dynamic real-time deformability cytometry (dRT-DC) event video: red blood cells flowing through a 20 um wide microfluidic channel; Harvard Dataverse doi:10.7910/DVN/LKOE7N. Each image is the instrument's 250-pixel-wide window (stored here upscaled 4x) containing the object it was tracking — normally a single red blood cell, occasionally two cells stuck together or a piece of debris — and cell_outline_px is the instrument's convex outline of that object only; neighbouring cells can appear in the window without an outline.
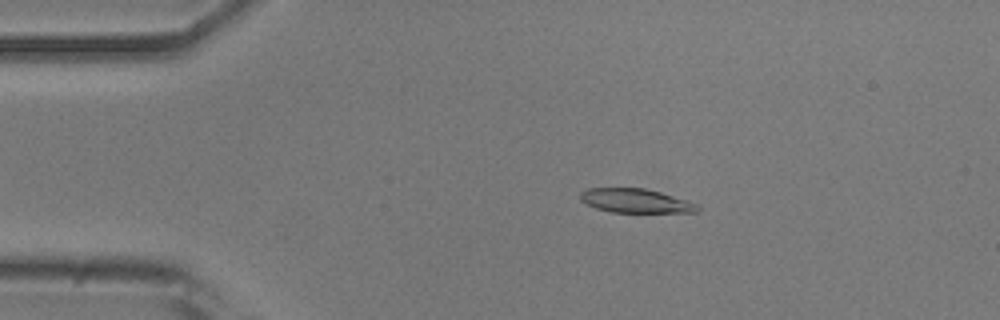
{"species": "common noctule bat (a hibernating species)", "species_latin": "Nyctalus noctula", "temperature_condition": "room temperature", "stored_images_in_passage": 53, "camera_frame_rate_fps": 3000, "um_per_image_px": 0.085, "animal": {"sex": "male", "body_mass_g": 20.5, "forearm_length_mm": 52.5}, "frame": {"image": 1, "passage_image": 10, "time_ms": 3.0, "image_size_px": [1000, 320], "cell_outline_px": [[700, 208], [696, 212], [612, 212], [596, 208], [580, 200], [580, 192], [588, 188], [644, 188], [660, 192], [688, 200], [696, 204]], "centroid_in_image_um": [54.02, 17.06], "position_along_channel_um": 31.0, "area_um2": 16.3}}
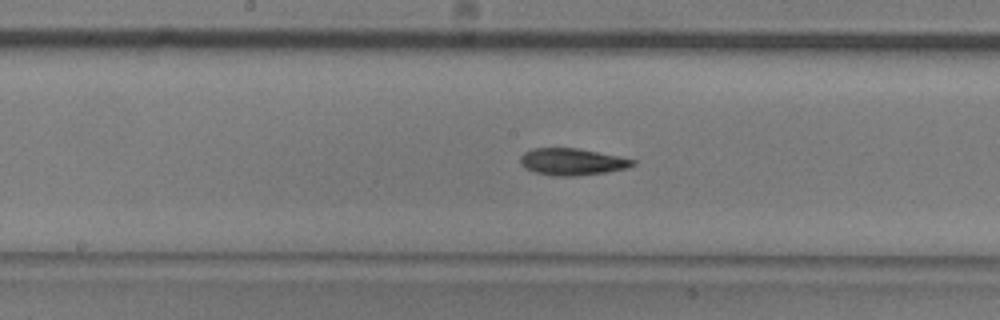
{"frame": {"image": 2, "passage_image": 27, "time_ms": 8.667, "image_size_px": [1000, 320], "cell_outline_px": [[636, 164], [628, 168], [604, 172], [576, 176], [552, 176], [536, 172], [524, 168], [520, 164], [520, 156], [524, 152], [532, 148], [576, 148], [636, 160]], "centroid_in_image_um": [48.59, 13.75], "position_along_channel_um": 199.6, "area_um2": 17.51}}
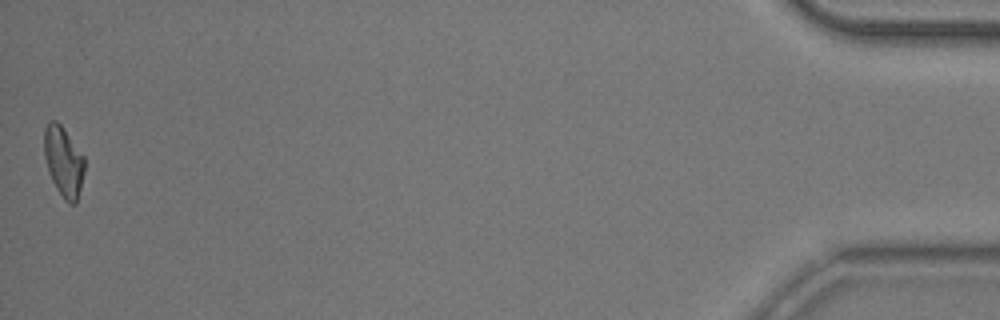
{"frame": {"image": 3, "passage_image": 53, "time_ms": 17.333, "image_size_px": [1000, 320], "cell_outline_px": [[84, 172], [76, 204], [68, 204], [64, 200], [56, 188], [48, 172], [44, 156], [44, 128], [48, 120], [56, 120], [64, 128], [84, 156]], "centroid_in_image_um": [5.38, 13.71], "position_along_channel_um": 429.8, "area_um2": 16.65}, "authors_computed_cell_mechanics": {"area_um2": 16.9354, "velocity_mm_per_s": 3.7834, "shape_relaxation_time_tau1_ms": 8.1014, "shape_relaxation_time_tau2_ms": 8.6858, "deformation_change_tau1": 0.2082, "deformation_change_tau2": 0.1366}}